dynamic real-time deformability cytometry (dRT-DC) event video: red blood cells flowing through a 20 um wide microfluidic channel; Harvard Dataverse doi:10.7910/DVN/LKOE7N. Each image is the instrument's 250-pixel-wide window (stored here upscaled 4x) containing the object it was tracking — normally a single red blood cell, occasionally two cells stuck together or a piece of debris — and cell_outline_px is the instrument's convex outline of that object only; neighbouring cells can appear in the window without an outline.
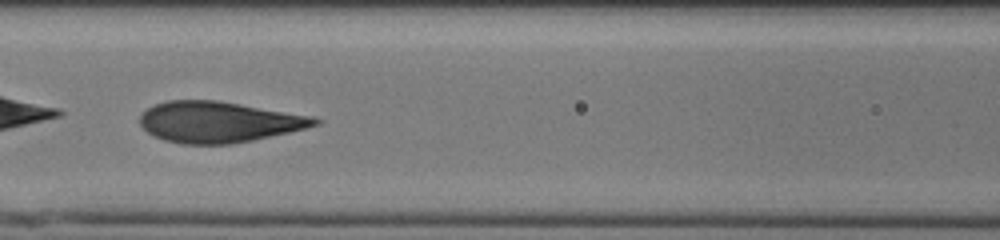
{"species": "human", "species_latin": "Homo sapiens", "temperature_condition": "cold", "stored_images_in_passage": 33, "camera_frame_rate_fps": 3000, "um_per_image_px": 0.085, "donor": {"sex": "male"}, "frame": {"image": 1, "passage_image": 10, "time_ms": 3.0, "image_size_px": [1000, 240], "cell_outline_px": [[324, 120], [320, 124], [288, 132], [252, 140], [232, 144], [184, 144], [164, 140], [152, 136], [140, 124], [140, 116], [148, 108], [156, 104], [168, 100], [216, 100], [312, 116]], "centroid_in_image_um": [18.58, 10.37], "position_along_channel_um": 148.0, "area_um2": 41.44}}